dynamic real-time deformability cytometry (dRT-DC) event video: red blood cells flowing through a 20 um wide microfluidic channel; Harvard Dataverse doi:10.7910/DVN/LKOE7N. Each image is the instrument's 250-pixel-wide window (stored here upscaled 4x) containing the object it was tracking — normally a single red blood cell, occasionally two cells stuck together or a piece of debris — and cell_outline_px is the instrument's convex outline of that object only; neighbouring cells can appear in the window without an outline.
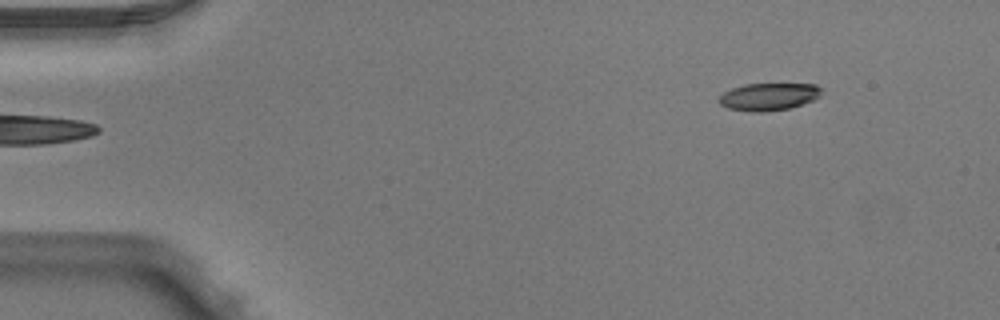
{"species": "Egyptian fruit bat (a non-hibernating species)", "species_latin": "Rousettus aegyptiacus", "temperature_condition": "warm", "stored_images_in_passage": 5, "camera_frame_rate_fps": 3000, "um_per_image_px": 0.085, "animal": {"sex": "male"}, "frame": {"image": 1, "passage_image": 1, "time_ms": 0.0, "image_size_px": [1000, 320], "cell_outline_px": [[820, 92], [812, 100], [788, 108], [764, 112], [752, 112], [728, 108], [720, 104], [716, 100], [724, 92], [732, 88], [744, 84], [816, 84], [820, 88]], "centroid_in_image_um": [65.25, 8.21], "position_along_channel_um": 19.7, "area_um2": 16.13}}
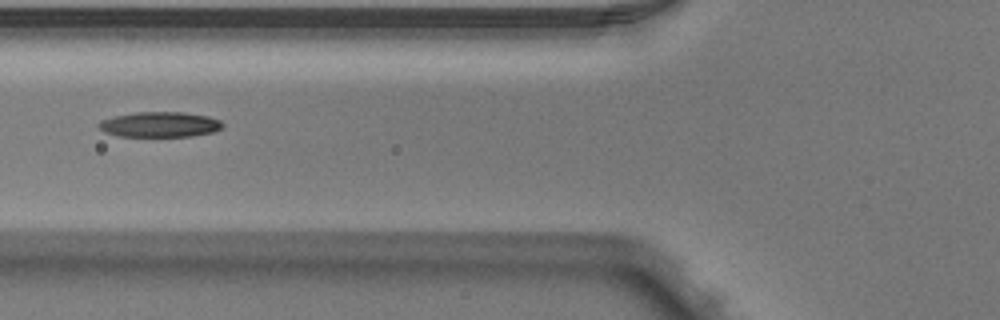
{"frame": {"image": 2, "passage_image": 4, "time_ms": 1.0, "image_size_px": [1000, 320], "cell_outline_px": [[224, 124], [220, 128], [212, 132], [192, 136], [120, 136], [104, 132], [96, 124], [100, 120], [112, 116], [136, 112], [184, 112], [208, 116], [220, 120]], "centroid_in_image_um": [13.55, 10.57], "position_along_channel_um": 112.3, "area_um2": 18.26}}
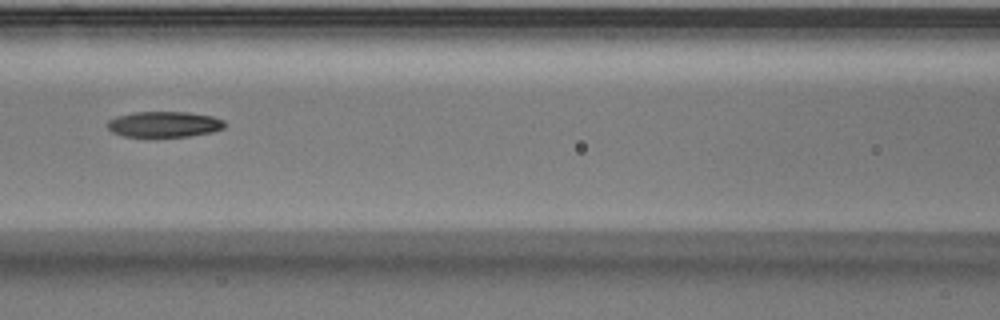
{"frame": {"image": 3, "passage_image": 5, "time_ms": 1.333, "image_size_px": [1000, 320], "cell_outline_px": [[224, 128], [212, 132], [188, 136], [124, 136], [112, 132], [108, 128], [108, 120], [116, 116], [132, 112], [188, 112], [212, 116], [224, 120]], "centroid_in_image_um": [13.95, 10.55], "position_along_channel_um": 152.7, "area_um2": 17.46}}